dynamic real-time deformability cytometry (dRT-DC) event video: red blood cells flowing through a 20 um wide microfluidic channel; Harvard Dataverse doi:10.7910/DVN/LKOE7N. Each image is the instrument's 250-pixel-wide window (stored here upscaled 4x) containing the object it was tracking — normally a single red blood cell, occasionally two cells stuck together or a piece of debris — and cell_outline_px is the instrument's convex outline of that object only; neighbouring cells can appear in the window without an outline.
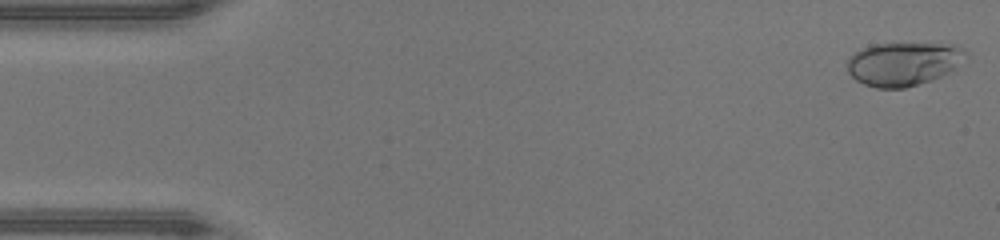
{"species": "human", "species_latin": "Homo sapiens", "temperature_condition": "warm", "stored_images_in_passage": 47, "camera_frame_rate_fps": 3000, "um_per_image_px": 0.085, "donor": {"sex": "male"}, "frame": {"image": 1, "passage_image": 1, "time_ms": 0.0, "image_size_px": [1000, 240], "cell_outline_px": [[968, 52], [948, 72], [932, 80], [904, 88], [876, 88], [864, 84], [856, 80], [848, 72], [848, 60], [856, 52], [872, 44], [956, 44], [964, 48]], "centroid_in_image_um": [76.77, 5.42], "position_along_channel_um": 8.2, "area_um2": 29.54}}
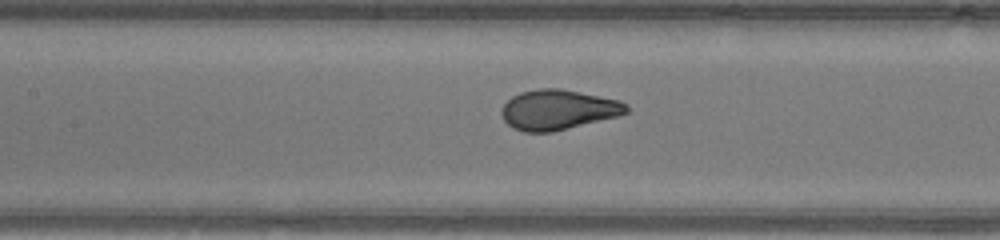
{"frame": {"image": 2, "passage_image": 21, "time_ms": 6.667, "image_size_px": [1000, 240], "cell_outline_px": [[628, 112], [620, 116], [552, 132], [524, 132], [512, 128], [500, 116], [500, 108], [512, 96], [520, 92], [540, 88], [560, 88], [620, 100], [628, 104]], "centroid_in_image_um": [47.43, 9.33], "position_along_channel_um": 160.0, "area_um2": 29.42}}
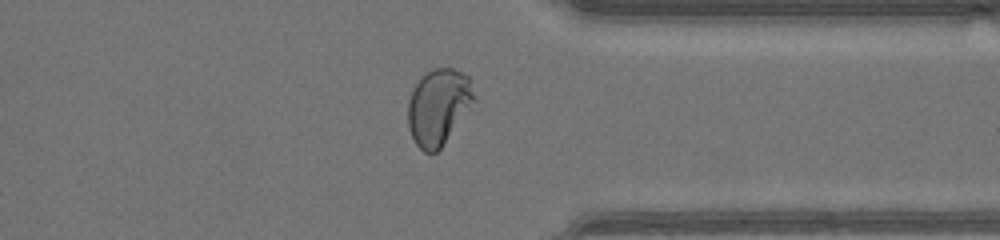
{"frame": {"image": 3, "passage_image": 36, "time_ms": 11.667, "image_size_px": [1000, 240], "cell_outline_px": [[476, 100], [440, 148], [436, 152], [424, 152], [416, 144], [408, 128], [408, 100], [420, 76], [432, 68], [452, 68], [468, 76]], "centroid_in_image_um": [37.25, 9.06], "position_along_channel_um": 374.1, "area_um2": 29.07}, "authors_computed_cell_mechanics": {"area_um2": 29.3624, "velocity_mm_per_s": 4.384, "shape_relaxation_time_tau1_ms": 5.6354, "shape_relaxation_time_tau2_ms": null, "deformation_change_tau1": 0.2613, "deformation_change_tau2": null}}